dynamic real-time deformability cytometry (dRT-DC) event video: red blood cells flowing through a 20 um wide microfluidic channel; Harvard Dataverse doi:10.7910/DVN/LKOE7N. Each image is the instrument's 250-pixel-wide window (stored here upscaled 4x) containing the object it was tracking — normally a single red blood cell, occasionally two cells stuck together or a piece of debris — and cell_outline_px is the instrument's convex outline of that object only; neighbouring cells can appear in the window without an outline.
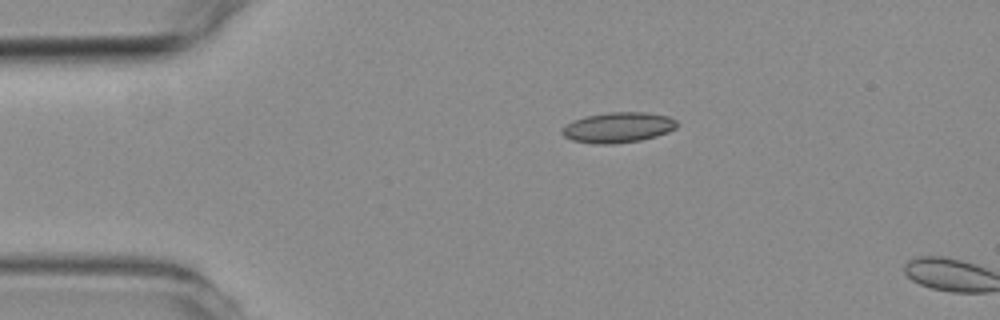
{"species": "common noctule bat (a hibernating species)", "species_latin": "Nyctalus noctula", "temperature_condition": "room temperature", "stored_images_in_passage": 3, "camera_frame_rate_fps": 3000, "um_per_image_px": 0.085, "animal": {"sex": "female", "body_mass_g": 19.3, "forearm_length_mm": 54.1}, "frame": {"image": 1, "passage_image": 1, "time_ms": 0.0, "image_size_px": [1000, 320], "cell_outline_px": [[676, 128], [668, 132], [656, 136], [640, 140], [612, 144], [592, 144], [572, 140], [564, 136], [560, 132], [560, 128], [572, 120], [588, 116], [608, 112], [644, 112], [668, 116], [676, 120]], "centroid_in_image_um": [52.49, 10.84], "position_along_channel_um": 32.5, "area_um2": 20.4}}